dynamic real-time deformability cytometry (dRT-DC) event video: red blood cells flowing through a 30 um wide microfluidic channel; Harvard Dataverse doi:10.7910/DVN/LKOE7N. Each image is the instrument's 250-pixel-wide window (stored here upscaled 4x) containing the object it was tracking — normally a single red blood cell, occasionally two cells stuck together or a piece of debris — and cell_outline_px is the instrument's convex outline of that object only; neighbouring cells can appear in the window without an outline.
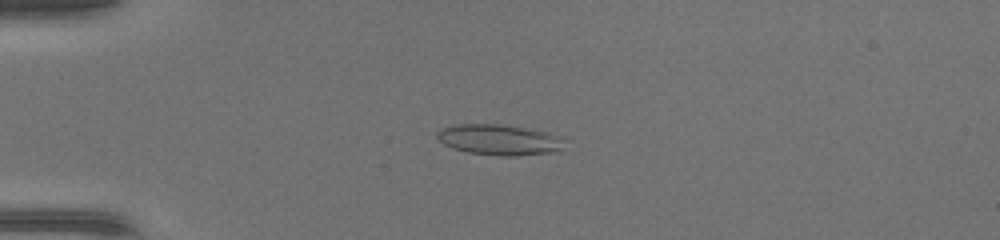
{"species": "common noctule bat (a hibernating species)", "species_latin": "Nyctalus noctula", "temperature_condition": "warm", "stored_images_in_passage": 47, "camera_frame_rate_fps": 3000, "um_per_image_px": 0.085, "animal": {"sex": "female", "body_mass_g": 17.0, "forearm_length_mm": 48.0}, "frame": {"image": 1, "passage_image": 13, "time_ms": 4.0, "image_size_px": [1000, 240], "cell_outline_px": [[568, 140], [556, 152], [516, 156], [500, 156], [468, 152], [452, 148], [444, 144], [436, 136], [436, 132], [452, 124], [500, 124], [548, 132], [560, 136]], "centroid_in_image_um": [42.46, 11.88], "position_along_channel_um": 42.5, "area_um2": 22.89}}
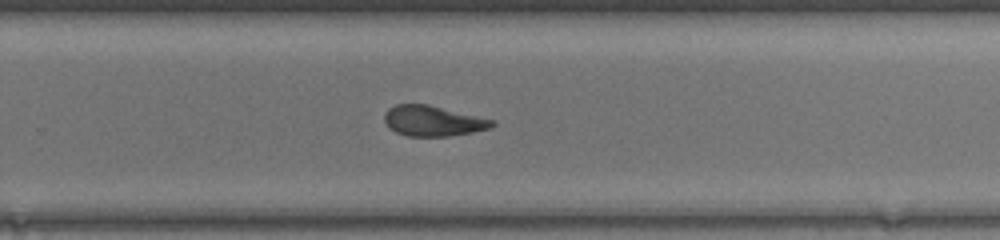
{"frame": {"image": 2, "passage_image": 32, "time_ms": 10.333, "image_size_px": [1000, 240], "cell_outline_px": [[496, 124], [488, 128], [472, 132], [448, 136], [408, 136], [396, 132], [388, 128], [384, 120], [384, 112], [388, 108], [396, 104], [428, 104], [496, 120]], "centroid_in_image_um": [36.78, 10.27], "position_along_channel_um": 293.0, "area_um2": 19.19}}
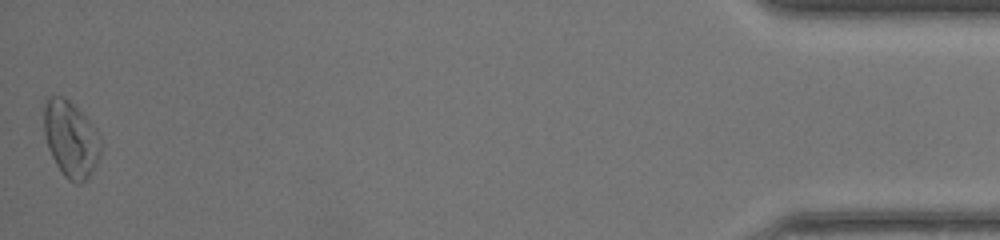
{"frame": {"image": 3, "passage_image": 47, "time_ms": 15.333, "image_size_px": [1000, 240], "cell_outline_px": [[100, 152], [96, 164], [88, 180], [80, 184], [76, 184], [68, 180], [64, 176], [56, 164], [48, 148], [44, 132], [44, 104], [48, 96], [64, 96], [96, 128], [100, 136]], "centroid_in_image_um": [6.01, 11.85], "position_along_channel_um": 429.2, "area_um2": 25.2}}